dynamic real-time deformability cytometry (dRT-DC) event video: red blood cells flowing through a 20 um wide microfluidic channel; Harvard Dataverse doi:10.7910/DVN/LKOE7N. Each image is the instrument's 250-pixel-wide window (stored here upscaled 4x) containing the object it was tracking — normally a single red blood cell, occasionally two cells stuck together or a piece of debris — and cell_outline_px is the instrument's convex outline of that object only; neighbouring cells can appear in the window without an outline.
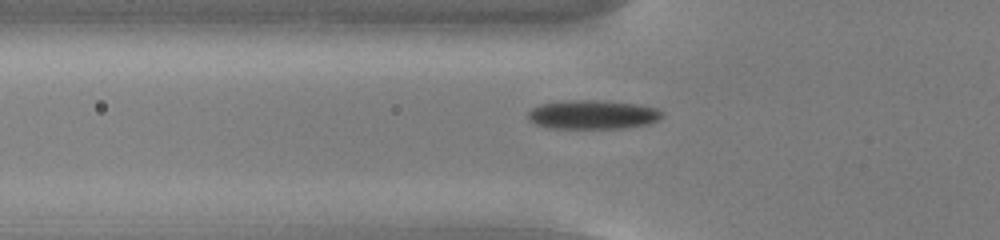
{"species": "common noctule bat (a hibernating species)", "species_latin": "Nyctalus noctula", "temperature_condition": "cold", "stored_images_in_passage": 40, "camera_frame_rate_fps": 3000, "um_per_image_px": 0.085, "animal": {"sex": "male", "body_mass_g": 13.0, "forearm_length_mm": 53.1}, "frame": {"image": 1, "passage_image": 4, "time_ms": 1.0, "image_size_px": [1000, 240], "cell_outline_px": [[664, 116], [648, 124], [620, 128], [548, 128], [536, 124], [528, 120], [528, 112], [532, 108], [540, 104], [572, 100], [596, 100], [640, 104], [656, 108], [664, 112]], "centroid_in_image_um": [50.38, 9.74], "position_along_channel_um": 75.4, "area_um2": 22.66}}
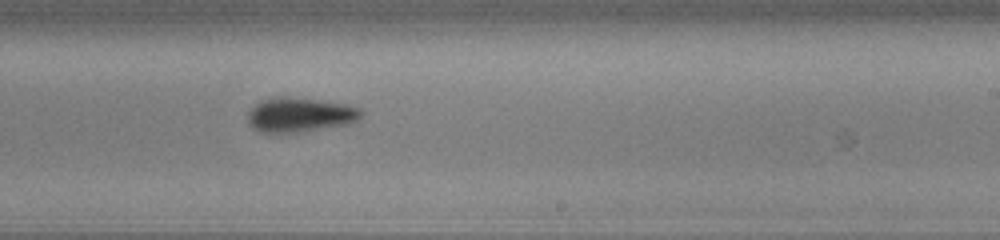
{"frame": {"image": 2, "passage_image": 19, "time_ms": 6.0, "image_size_px": [1000, 240], "cell_outline_px": [[364, 112], [356, 120], [348, 124], [304, 132], [260, 132], [252, 128], [248, 124], [248, 112], [260, 100], [280, 96], [284, 96], [348, 104], [360, 108]], "centroid_in_image_um": [25.48, 9.76], "position_along_channel_um": 263.5, "area_um2": 22.83}}
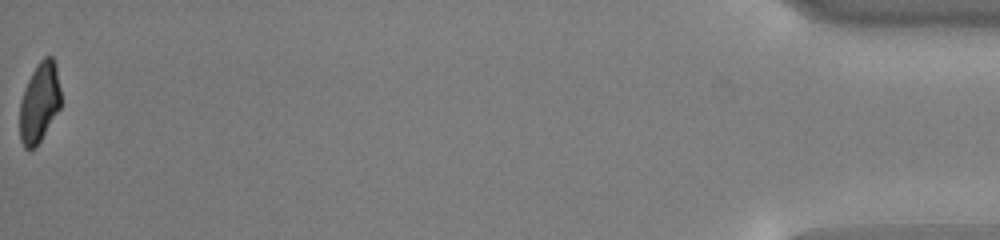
{"frame": {"image": 3, "passage_image": 40, "time_ms": 13.0, "image_size_px": [1000, 240], "cell_outline_px": [[60, 108], [36, 148], [28, 152], [24, 148], [20, 140], [20, 100], [24, 88], [32, 72], [40, 60], [44, 56], [52, 56], [56, 64], [60, 88]], "centroid_in_image_um": [3.34, 8.74], "position_along_channel_um": 431.9, "area_um2": 19.36}, "authors_computed_cell_mechanics": {"area_um2": 22.1374, "velocity_mm_per_s": 3.7653, "shape_relaxation_time_tau1_ms": 3.2581, "shape_relaxation_time_tau2_ms": 5.7456, "deformation_change_tau1": 0.1272, "deformation_change_tau2": 0.1086}}